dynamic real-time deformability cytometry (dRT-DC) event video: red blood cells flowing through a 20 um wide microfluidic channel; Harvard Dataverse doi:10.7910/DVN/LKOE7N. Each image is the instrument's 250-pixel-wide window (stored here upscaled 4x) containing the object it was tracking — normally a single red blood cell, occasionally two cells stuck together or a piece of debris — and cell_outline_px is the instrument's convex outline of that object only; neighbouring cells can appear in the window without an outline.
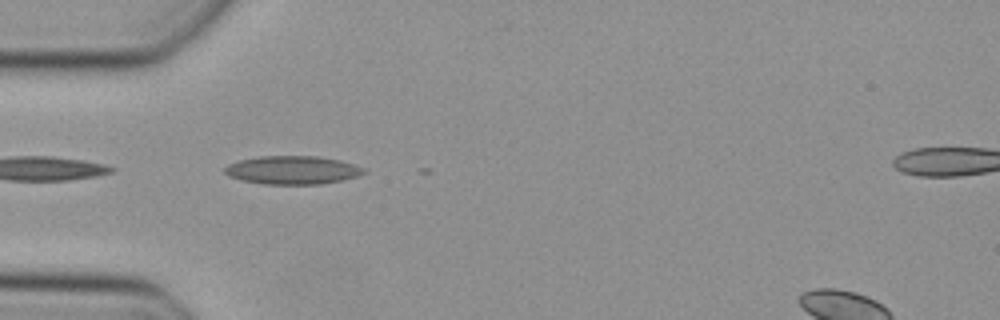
{"species": "Egyptian fruit bat (a non-hibernating species)", "species_latin": "Rousettus aegyptiacus", "temperature_condition": "cold", "stored_images_in_passage": 5, "camera_frame_rate_fps": 3000, "um_per_image_px": 0.085, "animal": {"sex": "female"}, "frame": {"image": 1, "passage_image": 1, "time_ms": 0.0, "image_size_px": [1000, 320], "cell_outline_px": [[368, 172], [356, 176], [340, 180], [320, 184], [264, 184], [244, 180], [228, 176], [224, 172], [224, 168], [228, 164], [240, 160], [260, 156], [320, 156], [340, 160], [356, 164], [364, 168]], "centroid_in_image_um": [24.88, 14.44], "position_along_channel_um": 60.1, "area_um2": 22.95}}
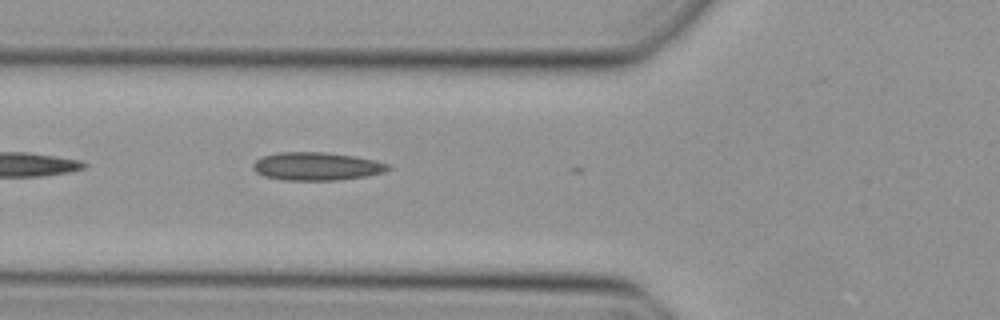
{"frame": {"image": 2, "passage_image": 4, "time_ms": 1.0, "image_size_px": [1000, 320], "cell_outline_px": [[392, 168], [384, 172], [368, 176], [336, 180], [284, 180], [264, 176], [256, 172], [252, 168], [252, 164], [256, 160], [264, 156], [280, 152], [324, 152], [356, 156], [376, 160], [388, 164]], "centroid_in_image_um": [26.94, 14.14], "position_along_channel_um": 98.9, "area_um2": 22.2}}